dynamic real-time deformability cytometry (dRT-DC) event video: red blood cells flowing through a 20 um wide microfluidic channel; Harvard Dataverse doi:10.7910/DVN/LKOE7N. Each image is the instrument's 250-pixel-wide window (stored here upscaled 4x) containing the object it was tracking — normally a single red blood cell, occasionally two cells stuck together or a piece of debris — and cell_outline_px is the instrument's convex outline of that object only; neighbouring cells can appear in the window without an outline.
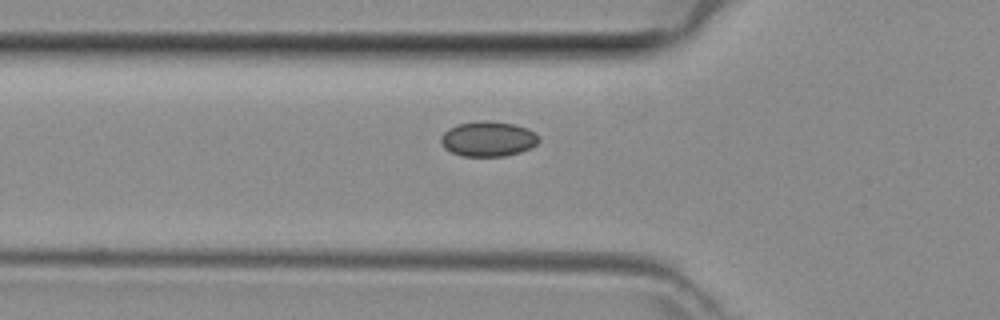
{"species": "common noctule bat (a hibernating species)", "species_latin": "Nyctalus noctula", "temperature_condition": "room temperature", "stored_images_in_passage": 31, "camera_frame_rate_fps": 3000, "um_per_image_px": 0.085, "animal": {"sex": "female", "body_mass_g": 29.2, "forearm_length_mm": 56.3}, "frame": {"image": 1, "passage_image": 6, "time_ms": 1.667, "image_size_px": [1000, 320], "cell_outline_px": [[540, 140], [532, 148], [520, 152], [504, 156], [464, 156], [452, 152], [444, 148], [440, 140], [440, 136], [448, 128], [456, 124], [480, 120], [492, 120], [516, 124], [528, 128], [540, 136]], "centroid_in_image_um": [41.51, 11.78], "position_along_channel_um": 84.3, "area_um2": 20.4}}
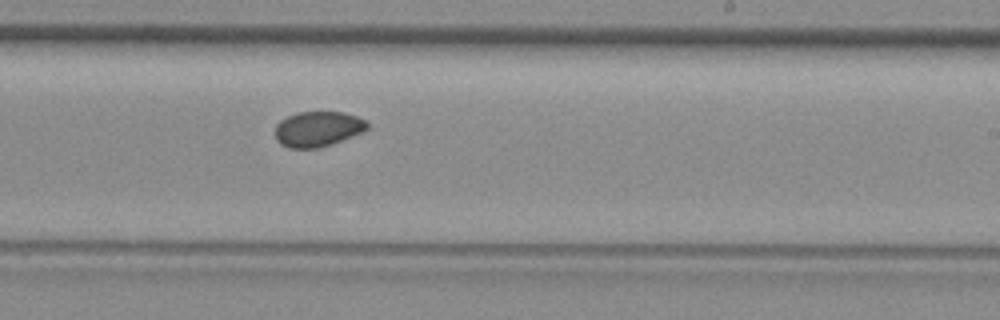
{"frame": {"image": 2, "passage_image": 18, "time_ms": 5.667, "image_size_px": [1000, 320], "cell_outline_px": [[368, 128], [360, 132], [332, 144], [316, 148], [288, 148], [280, 144], [276, 140], [276, 124], [280, 120], [296, 112], [344, 112], [356, 116], [364, 120], [368, 124]], "centroid_in_image_um": [26.97, 10.96], "position_along_channel_um": 262.0, "area_um2": 18.79}}
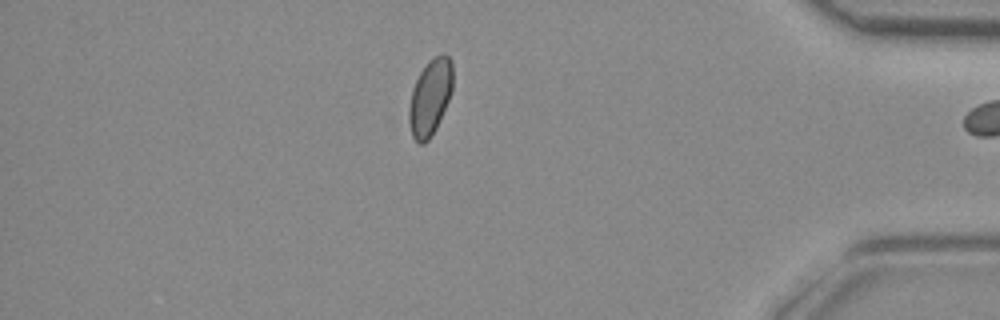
{"frame": {"image": 3, "passage_image": 30, "time_ms": 9.667, "image_size_px": [1000, 320], "cell_outline_px": [[452, 92], [436, 128], [428, 140], [424, 144], [420, 144], [412, 136], [408, 120], [408, 108], [412, 88], [420, 72], [428, 60], [444, 52], [452, 60]], "centroid_in_image_um": [36.55, 8.25], "position_along_channel_um": 398.6, "area_um2": 19.54}}